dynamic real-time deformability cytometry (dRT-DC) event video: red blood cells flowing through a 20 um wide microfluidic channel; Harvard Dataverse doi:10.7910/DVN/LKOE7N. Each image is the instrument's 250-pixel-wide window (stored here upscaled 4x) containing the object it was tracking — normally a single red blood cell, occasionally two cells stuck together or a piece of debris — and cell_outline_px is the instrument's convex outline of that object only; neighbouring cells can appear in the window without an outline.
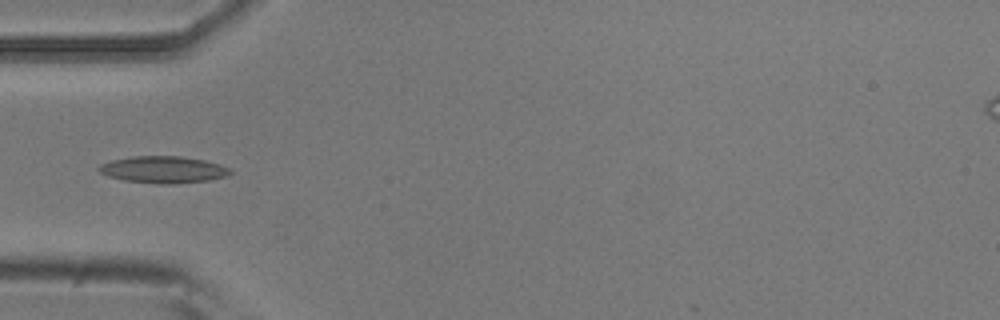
{"species": "common noctule bat (a hibernating species)", "species_latin": "Nyctalus noctula", "temperature_condition": "room temperature", "stored_images_in_passage": 5, "camera_frame_rate_fps": 3000, "um_per_image_px": 0.085, "animal": {"sex": "male", "body_mass_g": 20.5, "forearm_length_mm": 52.5}, "frame": {"image": 1, "passage_image": 5, "time_ms": 1.333, "image_size_px": [1000, 320], "cell_outline_px": [[232, 172], [228, 176], [208, 180], [176, 184], [156, 184], [124, 180], [108, 176], [100, 172], [96, 168], [100, 164], [112, 160], [132, 156], [180, 156], [204, 160], [220, 164], [232, 168]], "centroid_in_image_um": [13.9, 14.42], "position_along_channel_um": 71.1, "area_um2": 20.75}}